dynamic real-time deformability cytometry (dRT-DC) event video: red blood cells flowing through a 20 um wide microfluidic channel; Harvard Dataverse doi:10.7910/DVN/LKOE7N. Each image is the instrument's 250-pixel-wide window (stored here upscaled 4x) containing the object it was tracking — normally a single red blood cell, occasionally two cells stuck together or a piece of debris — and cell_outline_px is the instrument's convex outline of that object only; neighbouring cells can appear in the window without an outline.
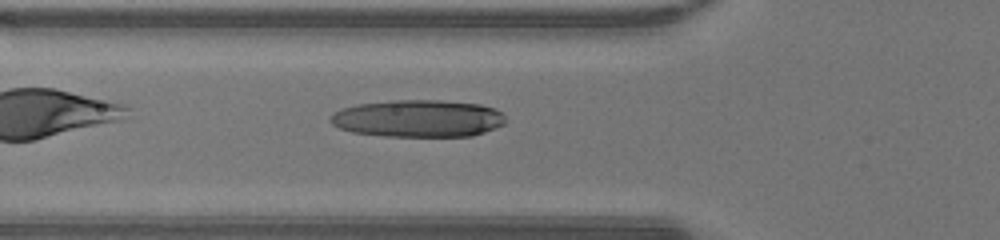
{"species": "human", "species_latin": "Homo sapiens", "temperature_condition": "warm", "stored_images_in_passage": 31, "camera_frame_rate_fps": 3000, "um_per_image_px": 0.085, "donor": {"sex": "male"}, "frame": {"image": 1, "passage_image": 2, "time_ms": 0.333, "image_size_px": [1000, 240], "cell_outline_px": [[504, 124], [484, 132], [472, 136], [384, 136], [352, 132], [340, 128], [332, 124], [328, 120], [328, 116], [332, 112], [340, 108], [356, 104], [392, 100], [440, 100], [480, 104], [504, 112]], "centroid_in_image_um": [35.48, 10.06], "position_along_channel_um": 90.3, "area_um2": 38.32}}
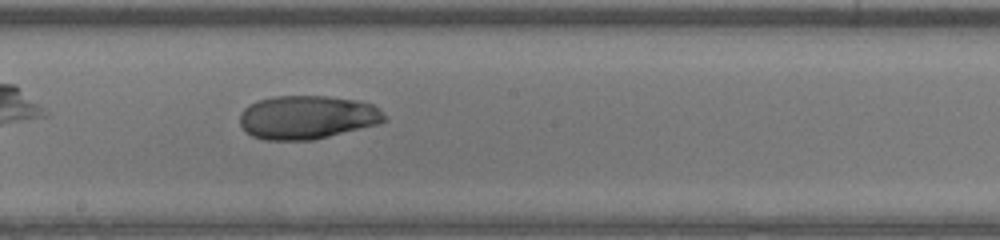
{"frame": {"image": 2, "passage_image": 11, "time_ms": 3.333, "image_size_px": [1000, 240], "cell_outline_px": [[388, 120], [380, 124], [312, 140], [264, 140], [252, 136], [240, 124], [240, 112], [244, 108], [260, 100], [272, 96], [328, 96], [360, 100], [372, 104], [388, 116]], "centroid_in_image_um": [26.16, 9.97], "position_along_channel_um": 222.0, "area_um2": 36.93}}
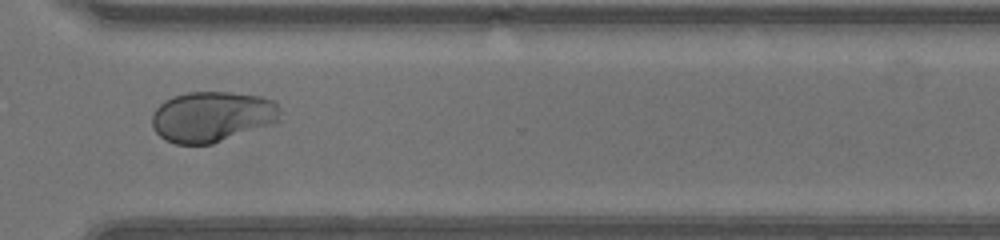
{"frame": {"image": 3, "passage_image": 20, "time_ms": 6.333, "image_size_px": [1000, 240], "cell_outline_px": [[280, 120], [272, 124], [212, 144], [176, 144], [164, 140], [152, 128], [152, 112], [164, 100], [172, 96], [188, 92], [228, 92], [260, 96], [276, 100], [280, 108]], "centroid_in_image_um": [18.03, 9.91], "position_along_channel_um": 352.6, "area_um2": 38.15}}